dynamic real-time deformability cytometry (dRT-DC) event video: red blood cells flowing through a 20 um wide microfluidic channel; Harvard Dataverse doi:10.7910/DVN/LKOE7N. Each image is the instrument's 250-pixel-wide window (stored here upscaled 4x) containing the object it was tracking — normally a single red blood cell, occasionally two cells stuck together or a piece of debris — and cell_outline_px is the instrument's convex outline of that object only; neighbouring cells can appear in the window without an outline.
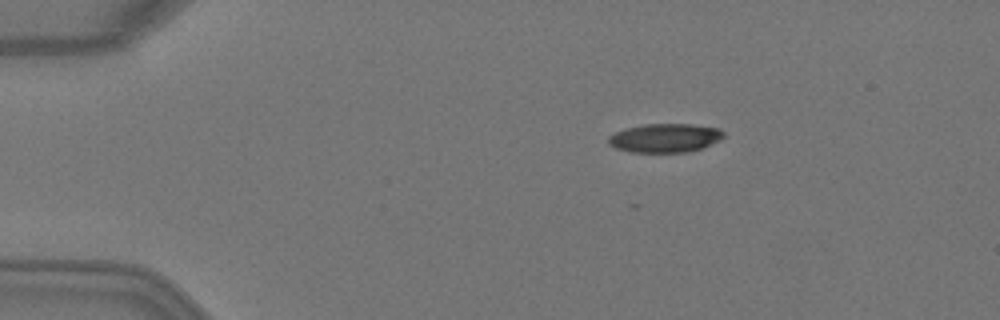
{"species": "Egyptian fruit bat (a non-hibernating species)", "species_latin": "Rousettus aegyptiacus", "temperature_condition": "warm", "stored_images_in_passage": 4, "camera_frame_rate_fps": 3000, "um_per_image_px": 0.085, "animal": {"sex": "female"}, "frame": {"image": 1, "passage_image": 1, "time_ms": 0.0, "image_size_px": [1000, 320], "cell_outline_px": [[724, 136], [720, 140], [704, 148], [688, 152], [628, 152], [616, 148], [608, 144], [608, 136], [624, 128], [644, 124], [692, 124], [720, 128], [724, 132]], "centroid_in_image_um": [56.53, 11.73], "position_along_channel_um": 28.5, "area_um2": 19.59}}